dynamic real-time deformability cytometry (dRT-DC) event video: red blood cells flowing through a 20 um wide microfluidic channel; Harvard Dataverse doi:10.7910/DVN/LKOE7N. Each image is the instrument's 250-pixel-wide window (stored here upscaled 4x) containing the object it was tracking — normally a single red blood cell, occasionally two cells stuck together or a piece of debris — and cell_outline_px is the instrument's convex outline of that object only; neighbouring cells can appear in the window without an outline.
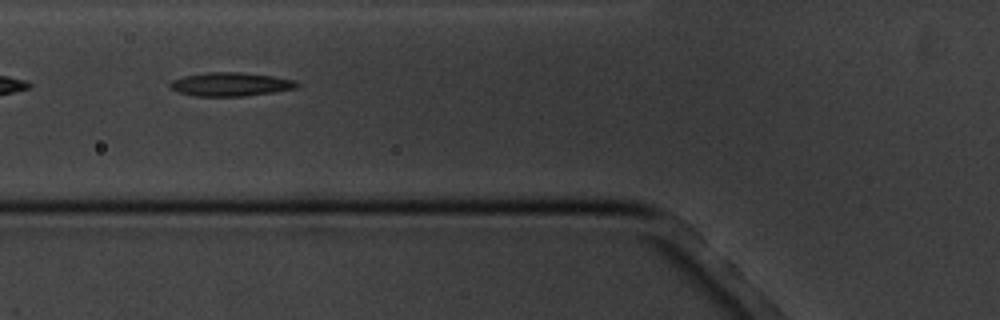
{"species": "common noctule bat (a hibernating species)", "species_latin": "Nyctalus noctula", "temperature_condition": "cold", "stored_images_in_passage": 12, "camera_frame_rate_fps": 3000, "um_per_image_px": 0.085, "animal": {"sex": "male", "body_mass_g": 20.1, "forearm_length_mm": 53.5}, "frame": {"image": 1, "passage_image": 7, "time_ms": 6.667, "image_size_px": [1000, 320], "cell_outline_px": [[300, 84], [296, 88], [272, 92], [244, 96], [196, 96], [180, 92], [168, 88], [168, 84], [172, 80], [184, 76], [204, 72], [240, 72], [272, 76], [292, 80]], "centroid_in_image_um": [19.54, 7.16], "position_along_channel_um": 106.3, "area_um2": 17.4}}
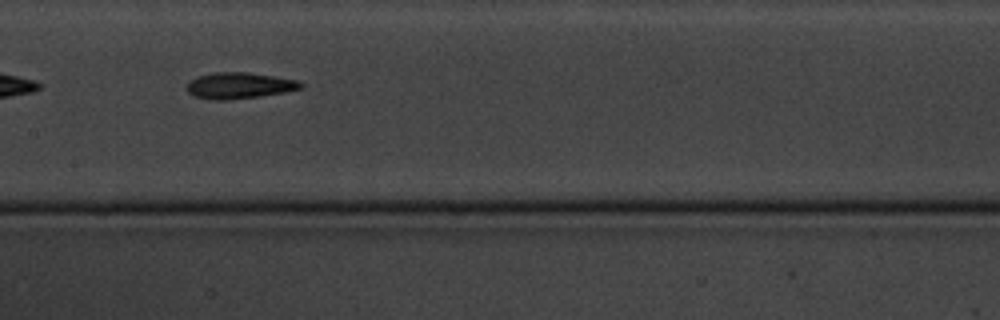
{"frame": {"image": 2, "passage_image": 9, "time_ms": 9.0, "image_size_px": [1000, 320], "cell_outline_px": [[304, 88], [284, 92], [228, 100], [208, 100], [192, 96], [188, 92], [188, 84], [196, 76], [212, 72], [248, 72], [296, 80], [304, 84]], "centroid_in_image_um": [20.3, 7.27], "position_along_channel_um": 187.1, "area_um2": 17.34}}
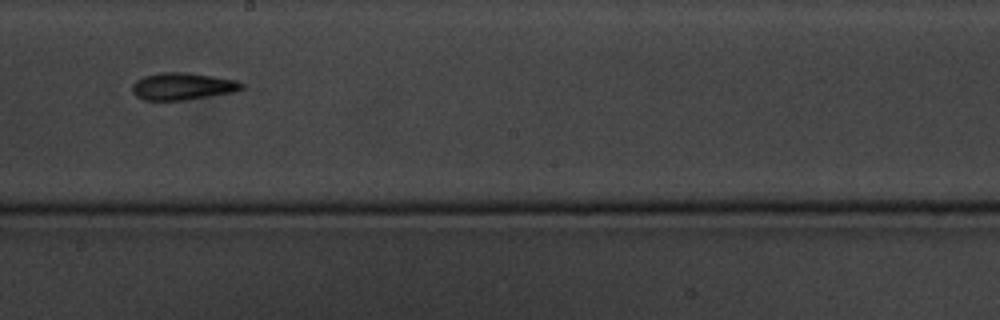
{"frame": {"image": 3, "passage_image": 10, "time_ms": 10.333, "image_size_px": [1000, 320], "cell_outline_px": [[244, 88], [236, 92], [184, 100], [144, 100], [136, 96], [132, 92], [132, 84], [136, 80], [144, 76], [160, 72], [188, 72], [236, 80], [244, 84]], "centroid_in_image_um": [15.52, 7.33], "position_along_channel_um": 232.7, "area_um2": 17.46}}